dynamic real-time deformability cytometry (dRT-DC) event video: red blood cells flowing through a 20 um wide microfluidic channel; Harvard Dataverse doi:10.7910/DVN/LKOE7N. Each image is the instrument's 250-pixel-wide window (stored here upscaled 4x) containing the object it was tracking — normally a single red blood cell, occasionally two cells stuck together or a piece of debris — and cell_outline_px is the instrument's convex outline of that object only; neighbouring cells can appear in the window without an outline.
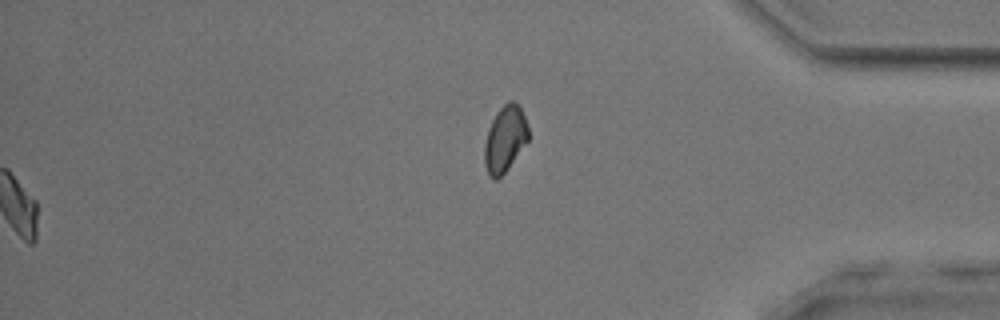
{"species": "common noctule bat (a hibernating species)", "species_latin": "Nyctalus noctula", "temperature_condition": "room temperature", "stored_images_in_passage": 54, "segment_of_instrument_passage": [2, 2], "camera_frame_rate_fps": 3000, "um_per_image_px": 0.085, "animal": {"sex": "male", "body_mass_g": 17.9, "forearm_length_mm": 54.2}, "frame": {"image": 1, "passage_image": 54, "time_ms": 17.667, "image_size_px": [1000, 320], "cell_outline_px": [[528, 140], [508, 168], [496, 180], [492, 180], [488, 176], [484, 164], [484, 144], [488, 128], [496, 112], [508, 100], [512, 100], [520, 108], [524, 116], [528, 128]], "centroid_in_image_um": [42.89, 11.83], "position_along_channel_um": 392.3, "area_um2": 16.88}}